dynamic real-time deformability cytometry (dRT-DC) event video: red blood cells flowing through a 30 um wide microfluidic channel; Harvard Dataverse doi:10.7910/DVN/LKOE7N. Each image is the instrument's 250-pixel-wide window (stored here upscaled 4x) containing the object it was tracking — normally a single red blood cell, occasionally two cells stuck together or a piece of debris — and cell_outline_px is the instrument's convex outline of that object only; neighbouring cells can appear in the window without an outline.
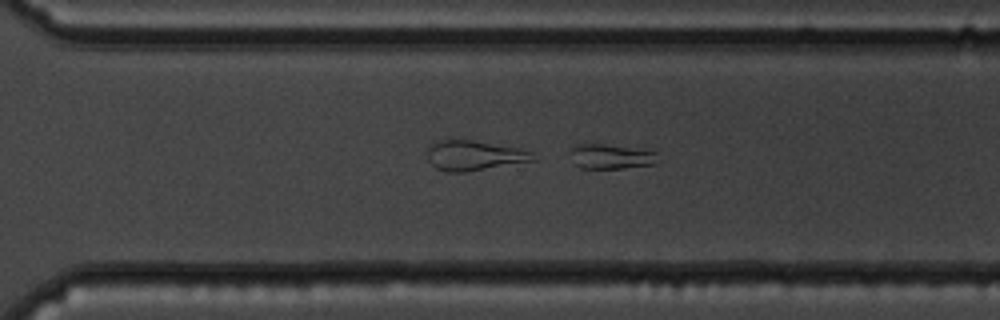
{"species": "common noctule bat (a hibernating species)", "species_latin": "Nyctalus noctula", "temperature_condition": "cold", "stored_images_in_passage": 58, "camera_frame_rate_fps": 3000, "um_per_image_px": 0.085, "animal": {"sex": "male", "body_mass_g": 19.5, "forearm_length_mm": 54.6}, "frame": {"image": 1, "passage_image": 41, "time_ms": 13.333, "image_size_px": [1000, 320], "cell_outline_px": [[660, 160], [656, 164], [624, 168], [580, 168], [576, 164], [572, 152], [572, 148], [580, 144], [604, 144], [656, 152]], "centroid_in_image_um": [52.01, 13.32], "position_along_channel_um": 318.6, "area_um2": 12.31}}